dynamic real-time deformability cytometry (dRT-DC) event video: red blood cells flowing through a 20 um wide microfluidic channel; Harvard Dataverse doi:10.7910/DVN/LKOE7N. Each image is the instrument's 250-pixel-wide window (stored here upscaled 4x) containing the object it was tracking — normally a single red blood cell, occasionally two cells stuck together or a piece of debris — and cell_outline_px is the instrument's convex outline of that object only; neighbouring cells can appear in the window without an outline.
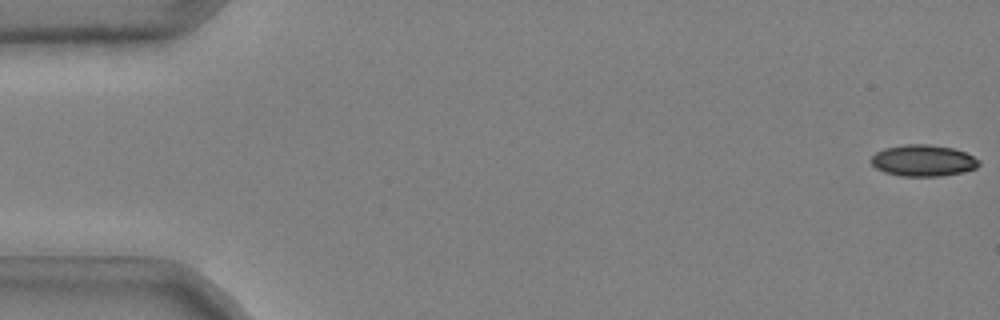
{"species": "common noctule bat (a hibernating species)", "species_latin": "Nyctalus noctula", "temperature_condition": "cold", "stored_images_in_passage": 51, "camera_frame_rate_fps": 3000, "um_per_image_px": 0.085, "animal": {"sex": "male", "body_mass_g": 20.4}, "frame": {"image": 1, "passage_image": 1, "time_ms": 0.0, "image_size_px": [1000, 320], "cell_outline_px": [[980, 164], [976, 168], [964, 172], [940, 176], [900, 176], [884, 172], [876, 168], [868, 160], [876, 152], [884, 148], [908, 144], [928, 144], [952, 148], [964, 152], [980, 160]], "centroid_in_image_um": [78.45, 13.65], "position_along_channel_um": 6.6, "area_um2": 19.83}}
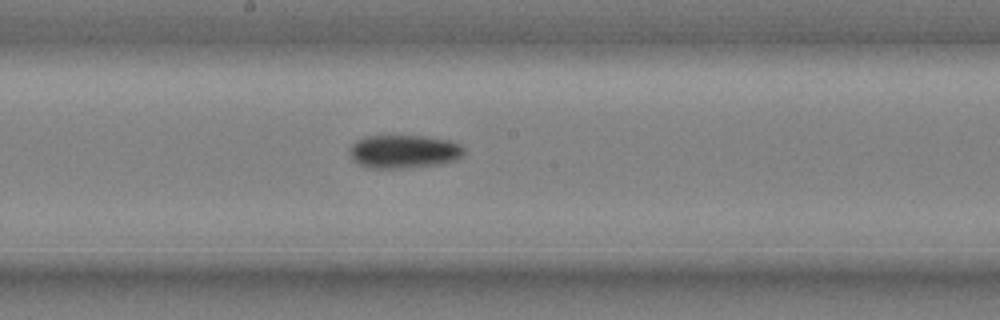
{"frame": {"image": 2, "passage_image": 29, "time_ms": 9.333, "image_size_px": [1000, 320], "cell_outline_px": [[464, 156], [456, 160], [440, 164], [404, 168], [368, 168], [352, 160], [348, 152], [348, 148], [356, 140], [364, 136], [428, 136], [452, 140], [460, 144], [464, 148]], "centroid_in_image_um": [34.33, 12.87], "position_along_channel_um": 213.9, "area_um2": 22.66}}
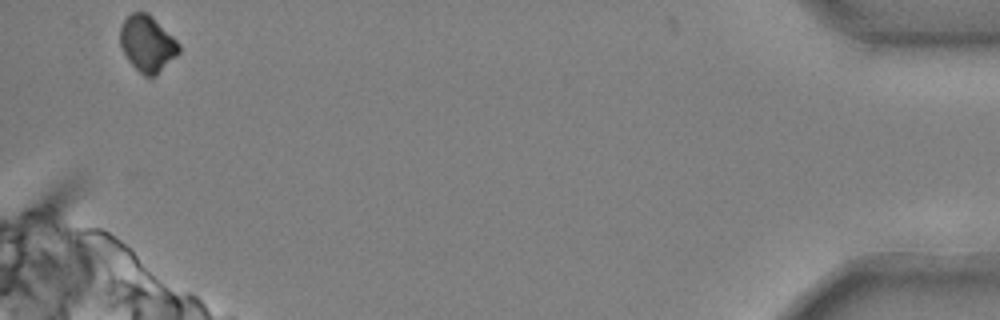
{"frame": {"image": 3, "passage_image": 51, "time_ms": 16.667, "image_size_px": [1000, 320], "cell_outline_px": [[180, 52], [156, 76], [144, 76], [128, 60], [120, 44], [120, 28], [124, 20], [132, 12], [148, 12], [180, 44]], "centroid_in_image_um": [12.53, 3.71], "position_along_channel_um": 422.7, "area_um2": 19.07}, "authors_computed_cell_mechanics": {"area_um2": 20.9814, "velocity_mm_per_s": 3.7254, "shape_relaxation_time_tau1_ms": 9.589, "shape_relaxation_time_tau2_ms": null, "deformation_change_tau1": 0.1788, "deformation_change_tau2": null}}